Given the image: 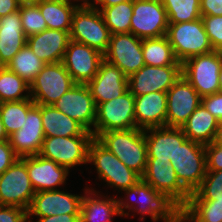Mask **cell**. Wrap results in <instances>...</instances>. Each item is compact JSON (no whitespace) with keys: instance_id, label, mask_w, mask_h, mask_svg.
Masks as SVG:
<instances>
[{"instance_id":"cell-28","label":"cell","mask_w":222,"mask_h":222,"mask_svg":"<svg viewBox=\"0 0 222 222\" xmlns=\"http://www.w3.org/2000/svg\"><path fill=\"white\" fill-rule=\"evenodd\" d=\"M41 118L45 137L94 136L79 122L57 110L54 105H41Z\"/></svg>"},{"instance_id":"cell-27","label":"cell","mask_w":222,"mask_h":222,"mask_svg":"<svg viewBox=\"0 0 222 222\" xmlns=\"http://www.w3.org/2000/svg\"><path fill=\"white\" fill-rule=\"evenodd\" d=\"M19 10L0 17V65L6 66L26 45Z\"/></svg>"},{"instance_id":"cell-39","label":"cell","mask_w":222,"mask_h":222,"mask_svg":"<svg viewBox=\"0 0 222 222\" xmlns=\"http://www.w3.org/2000/svg\"><path fill=\"white\" fill-rule=\"evenodd\" d=\"M22 28L26 37L39 34L48 29L46 21L36 4L19 7Z\"/></svg>"},{"instance_id":"cell-31","label":"cell","mask_w":222,"mask_h":222,"mask_svg":"<svg viewBox=\"0 0 222 222\" xmlns=\"http://www.w3.org/2000/svg\"><path fill=\"white\" fill-rule=\"evenodd\" d=\"M142 51L145 65L168 66L182 65L174 54L167 36L142 39Z\"/></svg>"},{"instance_id":"cell-15","label":"cell","mask_w":222,"mask_h":222,"mask_svg":"<svg viewBox=\"0 0 222 222\" xmlns=\"http://www.w3.org/2000/svg\"><path fill=\"white\" fill-rule=\"evenodd\" d=\"M182 75V65L149 66L128 77V90L134 96L151 92H167Z\"/></svg>"},{"instance_id":"cell-40","label":"cell","mask_w":222,"mask_h":222,"mask_svg":"<svg viewBox=\"0 0 222 222\" xmlns=\"http://www.w3.org/2000/svg\"><path fill=\"white\" fill-rule=\"evenodd\" d=\"M213 50L222 51V16H201Z\"/></svg>"},{"instance_id":"cell-23","label":"cell","mask_w":222,"mask_h":222,"mask_svg":"<svg viewBox=\"0 0 222 222\" xmlns=\"http://www.w3.org/2000/svg\"><path fill=\"white\" fill-rule=\"evenodd\" d=\"M147 144L148 158H157V161L173 160L179 146L187 137L181 128L161 126L144 130Z\"/></svg>"},{"instance_id":"cell-32","label":"cell","mask_w":222,"mask_h":222,"mask_svg":"<svg viewBox=\"0 0 222 222\" xmlns=\"http://www.w3.org/2000/svg\"><path fill=\"white\" fill-rule=\"evenodd\" d=\"M190 222H222V197L215 200H188L180 210Z\"/></svg>"},{"instance_id":"cell-44","label":"cell","mask_w":222,"mask_h":222,"mask_svg":"<svg viewBox=\"0 0 222 222\" xmlns=\"http://www.w3.org/2000/svg\"><path fill=\"white\" fill-rule=\"evenodd\" d=\"M201 104L208 110L218 121H222V93L217 92L201 98Z\"/></svg>"},{"instance_id":"cell-49","label":"cell","mask_w":222,"mask_h":222,"mask_svg":"<svg viewBox=\"0 0 222 222\" xmlns=\"http://www.w3.org/2000/svg\"><path fill=\"white\" fill-rule=\"evenodd\" d=\"M77 7H96L98 0H71ZM76 1V2H75ZM79 2V3H78Z\"/></svg>"},{"instance_id":"cell-5","label":"cell","mask_w":222,"mask_h":222,"mask_svg":"<svg viewBox=\"0 0 222 222\" xmlns=\"http://www.w3.org/2000/svg\"><path fill=\"white\" fill-rule=\"evenodd\" d=\"M110 38L111 32L98 9L76 8L72 16L70 40L90 46L104 55Z\"/></svg>"},{"instance_id":"cell-20","label":"cell","mask_w":222,"mask_h":222,"mask_svg":"<svg viewBox=\"0 0 222 222\" xmlns=\"http://www.w3.org/2000/svg\"><path fill=\"white\" fill-rule=\"evenodd\" d=\"M45 134L42 126L41 104H34L28 111L20 130L9 136V142L19 157L40 153Z\"/></svg>"},{"instance_id":"cell-11","label":"cell","mask_w":222,"mask_h":222,"mask_svg":"<svg viewBox=\"0 0 222 222\" xmlns=\"http://www.w3.org/2000/svg\"><path fill=\"white\" fill-rule=\"evenodd\" d=\"M75 82L62 62L46 64L30 84L35 104L53 105Z\"/></svg>"},{"instance_id":"cell-14","label":"cell","mask_w":222,"mask_h":222,"mask_svg":"<svg viewBox=\"0 0 222 222\" xmlns=\"http://www.w3.org/2000/svg\"><path fill=\"white\" fill-rule=\"evenodd\" d=\"M104 60L129 77L144 65L142 39L132 33L111 34Z\"/></svg>"},{"instance_id":"cell-21","label":"cell","mask_w":222,"mask_h":222,"mask_svg":"<svg viewBox=\"0 0 222 222\" xmlns=\"http://www.w3.org/2000/svg\"><path fill=\"white\" fill-rule=\"evenodd\" d=\"M28 176L35 192L57 190L68 180L70 171L41 155L24 156Z\"/></svg>"},{"instance_id":"cell-18","label":"cell","mask_w":222,"mask_h":222,"mask_svg":"<svg viewBox=\"0 0 222 222\" xmlns=\"http://www.w3.org/2000/svg\"><path fill=\"white\" fill-rule=\"evenodd\" d=\"M82 194H72L57 189L35 192L31 205L27 211L28 221L32 217H47L60 214H80Z\"/></svg>"},{"instance_id":"cell-29","label":"cell","mask_w":222,"mask_h":222,"mask_svg":"<svg viewBox=\"0 0 222 222\" xmlns=\"http://www.w3.org/2000/svg\"><path fill=\"white\" fill-rule=\"evenodd\" d=\"M218 120L200 104L181 129L188 140L207 145L213 142Z\"/></svg>"},{"instance_id":"cell-9","label":"cell","mask_w":222,"mask_h":222,"mask_svg":"<svg viewBox=\"0 0 222 222\" xmlns=\"http://www.w3.org/2000/svg\"><path fill=\"white\" fill-rule=\"evenodd\" d=\"M134 105L135 98L129 90L120 97L98 104L94 138L106 131L136 128Z\"/></svg>"},{"instance_id":"cell-43","label":"cell","mask_w":222,"mask_h":222,"mask_svg":"<svg viewBox=\"0 0 222 222\" xmlns=\"http://www.w3.org/2000/svg\"><path fill=\"white\" fill-rule=\"evenodd\" d=\"M18 158H20L9 140L0 141V175L7 170Z\"/></svg>"},{"instance_id":"cell-1","label":"cell","mask_w":222,"mask_h":222,"mask_svg":"<svg viewBox=\"0 0 222 222\" xmlns=\"http://www.w3.org/2000/svg\"><path fill=\"white\" fill-rule=\"evenodd\" d=\"M122 191H124L126 199L117 196L119 212L122 217L131 216L129 212H132L134 213L132 217L136 215L135 213L141 214L138 219L140 221H144L148 215L153 222H166L179 211L160 192L142 179L134 187ZM135 197L137 201L139 200L138 202L135 201ZM127 210L129 211L126 212Z\"/></svg>"},{"instance_id":"cell-36","label":"cell","mask_w":222,"mask_h":222,"mask_svg":"<svg viewBox=\"0 0 222 222\" xmlns=\"http://www.w3.org/2000/svg\"><path fill=\"white\" fill-rule=\"evenodd\" d=\"M100 12L111 34L130 33L133 1L119 3L111 7H104Z\"/></svg>"},{"instance_id":"cell-12","label":"cell","mask_w":222,"mask_h":222,"mask_svg":"<svg viewBox=\"0 0 222 222\" xmlns=\"http://www.w3.org/2000/svg\"><path fill=\"white\" fill-rule=\"evenodd\" d=\"M141 179L160 192L179 211L187 204L190 193L180 184L173 166L157 158H148Z\"/></svg>"},{"instance_id":"cell-42","label":"cell","mask_w":222,"mask_h":222,"mask_svg":"<svg viewBox=\"0 0 222 222\" xmlns=\"http://www.w3.org/2000/svg\"><path fill=\"white\" fill-rule=\"evenodd\" d=\"M0 222H28L27 210L16 206L0 205Z\"/></svg>"},{"instance_id":"cell-16","label":"cell","mask_w":222,"mask_h":222,"mask_svg":"<svg viewBox=\"0 0 222 222\" xmlns=\"http://www.w3.org/2000/svg\"><path fill=\"white\" fill-rule=\"evenodd\" d=\"M53 105L94 135L97 106L86 84L75 83Z\"/></svg>"},{"instance_id":"cell-51","label":"cell","mask_w":222,"mask_h":222,"mask_svg":"<svg viewBox=\"0 0 222 222\" xmlns=\"http://www.w3.org/2000/svg\"><path fill=\"white\" fill-rule=\"evenodd\" d=\"M166 222H190V221L182 212L178 211L170 220Z\"/></svg>"},{"instance_id":"cell-50","label":"cell","mask_w":222,"mask_h":222,"mask_svg":"<svg viewBox=\"0 0 222 222\" xmlns=\"http://www.w3.org/2000/svg\"><path fill=\"white\" fill-rule=\"evenodd\" d=\"M213 143L218 146H222V121L218 122Z\"/></svg>"},{"instance_id":"cell-33","label":"cell","mask_w":222,"mask_h":222,"mask_svg":"<svg viewBox=\"0 0 222 222\" xmlns=\"http://www.w3.org/2000/svg\"><path fill=\"white\" fill-rule=\"evenodd\" d=\"M31 99L30 84L11 71L0 67V103Z\"/></svg>"},{"instance_id":"cell-10","label":"cell","mask_w":222,"mask_h":222,"mask_svg":"<svg viewBox=\"0 0 222 222\" xmlns=\"http://www.w3.org/2000/svg\"><path fill=\"white\" fill-rule=\"evenodd\" d=\"M34 195L26 160L20 157L0 175V205L16 206L28 211Z\"/></svg>"},{"instance_id":"cell-2","label":"cell","mask_w":222,"mask_h":222,"mask_svg":"<svg viewBox=\"0 0 222 222\" xmlns=\"http://www.w3.org/2000/svg\"><path fill=\"white\" fill-rule=\"evenodd\" d=\"M96 139L129 169L143 176L148 160L144 130L138 128L100 133Z\"/></svg>"},{"instance_id":"cell-37","label":"cell","mask_w":222,"mask_h":222,"mask_svg":"<svg viewBox=\"0 0 222 222\" xmlns=\"http://www.w3.org/2000/svg\"><path fill=\"white\" fill-rule=\"evenodd\" d=\"M168 23L190 22L201 18L200 0H161Z\"/></svg>"},{"instance_id":"cell-30","label":"cell","mask_w":222,"mask_h":222,"mask_svg":"<svg viewBox=\"0 0 222 222\" xmlns=\"http://www.w3.org/2000/svg\"><path fill=\"white\" fill-rule=\"evenodd\" d=\"M36 5L40 9L48 29L70 33L72 16L77 8L71 0H39Z\"/></svg>"},{"instance_id":"cell-38","label":"cell","mask_w":222,"mask_h":222,"mask_svg":"<svg viewBox=\"0 0 222 222\" xmlns=\"http://www.w3.org/2000/svg\"><path fill=\"white\" fill-rule=\"evenodd\" d=\"M222 197V170L207 171L200 186L190 194L189 200H215Z\"/></svg>"},{"instance_id":"cell-8","label":"cell","mask_w":222,"mask_h":222,"mask_svg":"<svg viewBox=\"0 0 222 222\" xmlns=\"http://www.w3.org/2000/svg\"><path fill=\"white\" fill-rule=\"evenodd\" d=\"M94 136L45 137L39 155L50 159L69 171L88 165L89 146Z\"/></svg>"},{"instance_id":"cell-6","label":"cell","mask_w":222,"mask_h":222,"mask_svg":"<svg viewBox=\"0 0 222 222\" xmlns=\"http://www.w3.org/2000/svg\"><path fill=\"white\" fill-rule=\"evenodd\" d=\"M222 67V51L192 56L182 63V75L195 88L200 97L219 91V72Z\"/></svg>"},{"instance_id":"cell-47","label":"cell","mask_w":222,"mask_h":222,"mask_svg":"<svg viewBox=\"0 0 222 222\" xmlns=\"http://www.w3.org/2000/svg\"><path fill=\"white\" fill-rule=\"evenodd\" d=\"M20 5L16 0H0V17L19 10Z\"/></svg>"},{"instance_id":"cell-3","label":"cell","mask_w":222,"mask_h":222,"mask_svg":"<svg viewBox=\"0 0 222 222\" xmlns=\"http://www.w3.org/2000/svg\"><path fill=\"white\" fill-rule=\"evenodd\" d=\"M88 164L94 165L97 179L103 180L107 189L114 188L118 192L134 187L141 177L129 169L117 156L104 147L96 138L89 146Z\"/></svg>"},{"instance_id":"cell-25","label":"cell","mask_w":222,"mask_h":222,"mask_svg":"<svg viewBox=\"0 0 222 222\" xmlns=\"http://www.w3.org/2000/svg\"><path fill=\"white\" fill-rule=\"evenodd\" d=\"M69 41L68 31L46 29L27 37L26 44L43 62L54 64L62 62Z\"/></svg>"},{"instance_id":"cell-45","label":"cell","mask_w":222,"mask_h":222,"mask_svg":"<svg viewBox=\"0 0 222 222\" xmlns=\"http://www.w3.org/2000/svg\"><path fill=\"white\" fill-rule=\"evenodd\" d=\"M201 16H222V0H200Z\"/></svg>"},{"instance_id":"cell-48","label":"cell","mask_w":222,"mask_h":222,"mask_svg":"<svg viewBox=\"0 0 222 222\" xmlns=\"http://www.w3.org/2000/svg\"><path fill=\"white\" fill-rule=\"evenodd\" d=\"M127 1H133V0H98V3L95 8L100 11L104 7H111L116 4L127 2Z\"/></svg>"},{"instance_id":"cell-53","label":"cell","mask_w":222,"mask_h":222,"mask_svg":"<svg viewBox=\"0 0 222 222\" xmlns=\"http://www.w3.org/2000/svg\"><path fill=\"white\" fill-rule=\"evenodd\" d=\"M16 1L20 6H22V5L36 4L39 0H16Z\"/></svg>"},{"instance_id":"cell-54","label":"cell","mask_w":222,"mask_h":222,"mask_svg":"<svg viewBox=\"0 0 222 222\" xmlns=\"http://www.w3.org/2000/svg\"><path fill=\"white\" fill-rule=\"evenodd\" d=\"M218 80H219V91L218 92L222 93V67L219 72Z\"/></svg>"},{"instance_id":"cell-46","label":"cell","mask_w":222,"mask_h":222,"mask_svg":"<svg viewBox=\"0 0 222 222\" xmlns=\"http://www.w3.org/2000/svg\"><path fill=\"white\" fill-rule=\"evenodd\" d=\"M36 218V222H80V214H60ZM28 222H34V220Z\"/></svg>"},{"instance_id":"cell-52","label":"cell","mask_w":222,"mask_h":222,"mask_svg":"<svg viewBox=\"0 0 222 222\" xmlns=\"http://www.w3.org/2000/svg\"><path fill=\"white\" fill-rule=\"evenodd\" d=\"M9 140L7 133L5 132L4 125L0 118V141Z\"/></svg>"},{"instance_id":"cell-7","label":"cell","mask_w":222,"mask_h":222,"mask_svg":"<svg viewBox=\"0 0 222 222\" xmlns=\"http://www.w3.org/2000/svg\"><path fill=\"white\" fill-rule=\"evenodd\" d=\"M169 163L180 184L191 194L200 186L207 172L205 145L187 139Z\"/></svg>"},{"instance_id":"cell-26","label":"cell","mask_w":222,"mask_h":222,"mask_svg":"<svg viewBox=\"0 0 222 222\" xmlns=\"http://www.w3.org/2000/svg\"><path fill=\"white\" fill-rule=\"evenodd\" d=\"M134 98L136 128L146 130L166 126V92H151Z\"/></svg>"},{"instance_id":"cell-17","label":"cell","mask_w":222,"mask_h":222,"mask_svg":"<svg viewBox=\"0 0 222 222\" xmlns=\"http://www.w3.org/2000/svg\"><path fill=\"white\" fill-rule=\"evenodd\" d=\"M104 55L90 46L70 40L62 63L78 84H87L97 74Z\"/></svg>"},{"instance_id":"cell-41","label":"cell","mask_w":222,"mask_h":222,"mask_svg":"<svg viewBox=\"0 0 222 222\" xmlns=\"http://www.w3.org/2000/svg\"><path fill=\"white\" fill-rule=\"evenodd\" d=\"M207 171L222 170V146L213 142L205 145Z\"/></svg>"},{"instance_id":"cell-13","label":"cell","mask_w":222,"mask_h":222,"mask_svg":"<svg viewBox=\"0 0 222 222\" xmlns=\"http://www.w3.org/2000/svg\"><path fill=\"white\" fill-rule=\"evenodd\" d=\"M168 18L161 0H133L130 33L140 39L165 36Z\"/></svg>"},{"instance_id":"cell-35","label":"cell","mask_w":222,"mask_h":222,"mask_svg":"<svg viewBox=\"0 0 222 222\" xmlns=\"http://www.w3.org/2000/svg\"><path fill=\"white\" fill-rule=\"evenodd\" d=\"M34 104L32 99L0 103V118L8 137L21 129L25 122L27 111Z\"/></svg>"},{"instance_id":"cell-4","label":"cell","mask_w":222,"mask_h":222,"mask_svg":"<svg viewBox=\"0 0 222 222\" xmlns=\"http://www.w3.org/2000/svg\"><path fill=\"white\" fill-rule=\"evenodd\" d=\"M166 36L176 59L181 63L192 56L213 51L201 18L190 22L168 23Z\"/></svg>"},{"instance_id":"cell-24","label":"cell","mask_w":222,"mask_h":222,"mask_svg":"<svg viewBox=\"0 0 222 222\" xmlns=\"http://www.w3.org/2000/svg\"><path fill=\"white\" fill-rule=\"evenodd\" d=\"M85 187L80 206V222H113L115 216L121 217L117 195L105 196L93 187Z\"/></svg>"},{"instance_id":"cell-34","label":"cell","mask_w":222,"mask_h":222,"mask_svg":"<svg viewBox=\"0 0 222 222\" xmlns=\"http://www.w3.org/2000/svg\"><path fill=\"white\" fill-rule=\"evenodd\" d=\"M45 65L46 63L39 59L26 44L6 66L31 84Z\"/></svg>"},{"instance_id":"cell-22","label":"cell","mask_w":222,"mask_h":222,"mask_svg":"<svg viewBox=\"0 0 222 222\" xmlns=\"http://www.w3.org/2000/svg\"><path fill=\"white\" fill-rule=\"evenodd\" d=\"M86 85L97 106L125 93L128 90V77L117 66L103 60L97 74Z\"/></svg>"},{"instance_id":"cell-19","label":"cell","mask_w":222,"mask_h":222,"mask_svg":"<svg viewBox=\"0 0 222 222\" xmlns=\"http://www.w3.org/2000/svg\"><path fill=\"white\" fill-rule=\"evenodd\" d=\"M166 126L181 128L201 104V97L183 75L166 92Z\"/></svg>"}]
</instances>
